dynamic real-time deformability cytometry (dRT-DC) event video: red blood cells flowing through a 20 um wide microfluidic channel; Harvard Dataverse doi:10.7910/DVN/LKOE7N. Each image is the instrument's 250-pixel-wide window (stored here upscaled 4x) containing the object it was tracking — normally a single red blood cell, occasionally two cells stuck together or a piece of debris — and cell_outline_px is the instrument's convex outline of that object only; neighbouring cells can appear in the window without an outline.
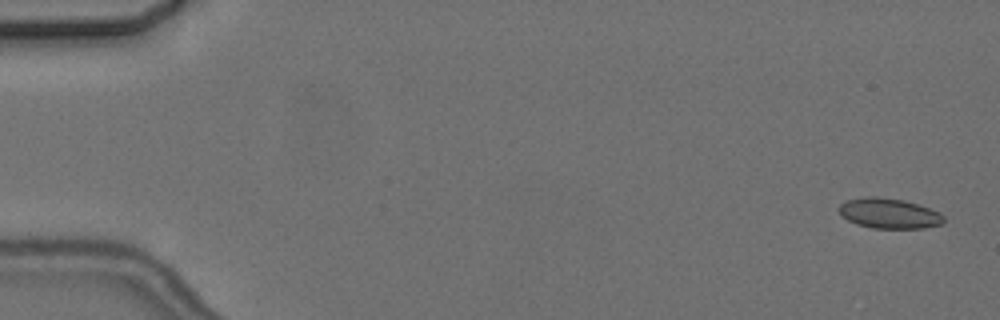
{"species": "common noctule bat (a hibernating species)", "species_latin": "Nyctalus noctula", "temperature_condition": "cold", "stored_images_in_passage": 5, "camera_frame_rate_fps": 3000, "um_per_image_px": 0.085, "animal": {"sex": "female", "body_mass_g": 24.6, "forearm_length_mm": 56.2}, "frame": {"image": 1, "passage_image": 1, "time_ms": 0.0, "image_size_px": [1000, 320], "cell_outline_px": [[944, 220], [940, 224], [924, 228], [872, 228], [856, 224], [848, 220], [836, 208], [840, 204], [848, 200], [868, 196], [876, 196], [904, 200], [940, 212], [944, 216]], "centroid_in_image_um": [75.56, 18.13], "position_along_channel_um": 9.4, "area_um2": 18.32}}
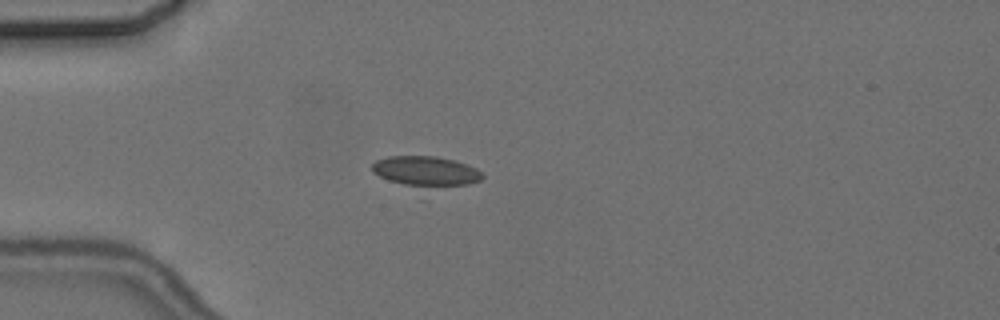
{"frame": {"image": 2, "passage_image": 5, "time_ms": 4.667, "image_size_px": [1000, 320], "cell_outline_px": [[484, 176], [480, 180], [468, 184], [404, 184], [388, 180], [372, 172], [372, 164], [376, 160], [388, 156], [436, 156], [456, 160], [468, 164], [476, 168]], "centroid_in_image_um": [36.18, 14.49], "position_along_channel_um": 48.8, "area_um2": 18.5}}